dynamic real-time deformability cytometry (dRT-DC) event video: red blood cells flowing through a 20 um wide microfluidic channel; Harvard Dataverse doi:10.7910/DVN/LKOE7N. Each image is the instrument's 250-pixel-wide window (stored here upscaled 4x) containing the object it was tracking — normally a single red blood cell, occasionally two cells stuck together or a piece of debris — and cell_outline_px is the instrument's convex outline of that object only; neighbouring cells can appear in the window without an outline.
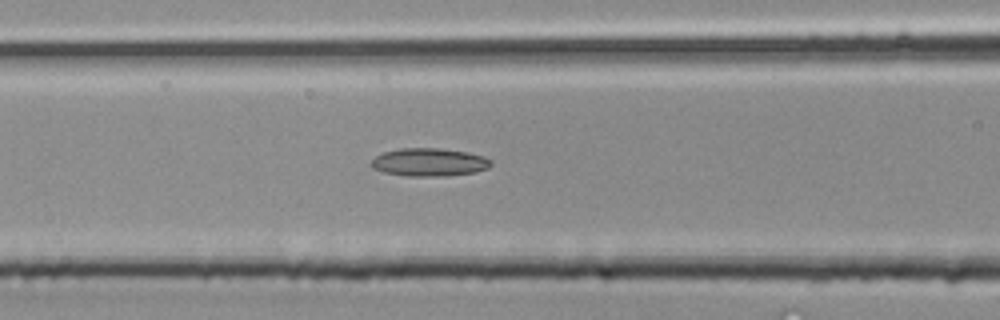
{"species": "common noctule bat (a hibernating species)", "species_latin": "Nyctalus noctula", "temperature_condition": "room temperature", "stored_images_in_passage": 22, "camera_frame_rate_fps": 3000, "um_per_image_px": 0.085, "animal": {"sex": "male", "body_mass_g": 20.4}, "frame": {"image": 1, "passage_image": 7, "time_ms": 2.0, "image_size_px": [1000, 320], "cell_outline_px": [[492, 164], [488, 168], [476, 172], [448, 176], [408, 176], [384, 172], [372, 168], [368, 164], [376, 156], [384, 152], [400, 148], [440, 148], [468, 152], [480, 156], [488, 160]], "centroid_in_image_um": [36.44, 13.79], "position_along_channel_um": 130.2, "area_um2": 19.54}}
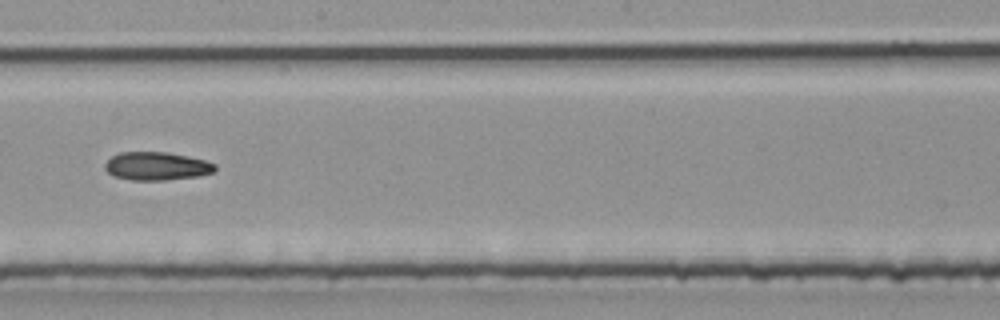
{"frame": {"image": 2, "passage_image": 12, "time_ms": 3.667, "image_size_px": [1000, 320], "cell_outline_px": [[216, 168], [212, 172], [196, 176], [164, 180], [132, 180], [112, 176], [104, 168], [104, 164], [112, 156], [120, 152], [168, 152], [188, 156], [204, 160], [216, 164]], "centroid_in_image_um": [13.28, 14.11], "position_along_channel_um": 234.9, "area_um2": 18.03}}
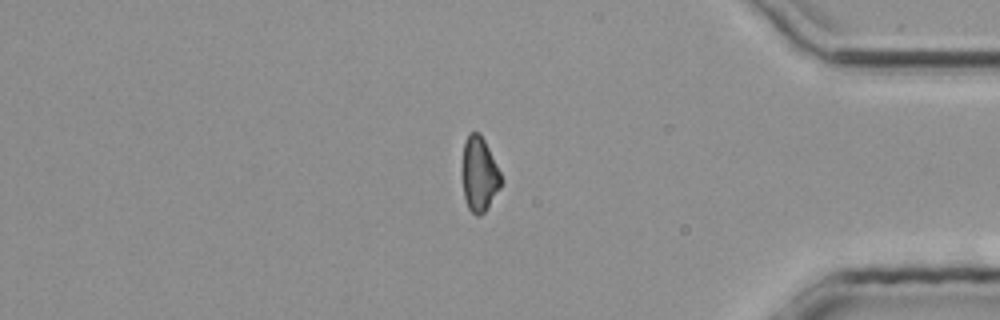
{"frame": {"image": 3, "passage_image": 21, "time_ms": 6.667, "image_size_px": [1000, 320], "cell_outline_px": [[504, 180], [500, 188], [488, 208], [480, 216], [476, 216], [468, 208], [464, 196], [460, 176], [460, 172], [464, 140], [468, 132], [476, 132], [484, 140]], "centroid_in_image_um": [40.7, 14.83], "position_along_channel_um": 394.5, "area_um2": 17.4}}